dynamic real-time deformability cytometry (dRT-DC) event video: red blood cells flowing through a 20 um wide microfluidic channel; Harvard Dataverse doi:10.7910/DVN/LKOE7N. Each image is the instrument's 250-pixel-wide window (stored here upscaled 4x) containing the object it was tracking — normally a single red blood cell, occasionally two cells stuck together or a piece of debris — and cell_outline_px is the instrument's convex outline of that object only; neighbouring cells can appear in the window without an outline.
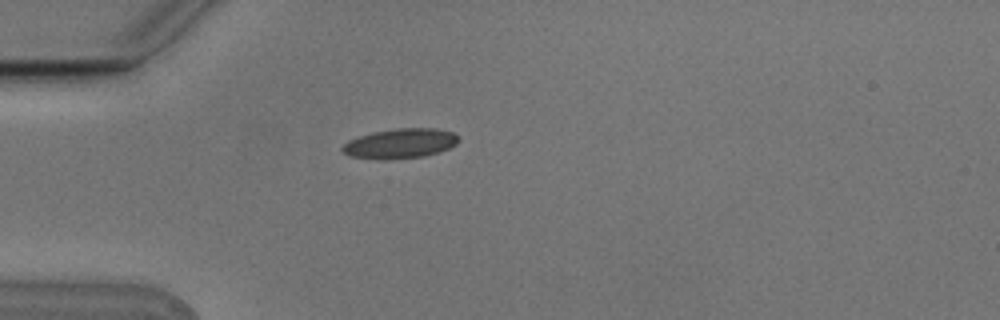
{"species": "Egyptian fruit bat (a non-hibernating species)", "species_latin": "Rousettus aegyptiacus", "temperature_condition": "cold", "stored_images_in_passage": 1, "camera_frame_rate_fps": 3000, "um_per_image_px": 0.085, "animal": {"sex": "male"}, "frame": {"image": 1, "passage_image": 1, "time_ms": 0.0, "image_size_px": [1000, 320], "cell_outline_px": [[460, 140], [456, 144], [440, 152], [424, 156], [384, 160], [380, 160], [348, 156], [340, 148], [348, 140], [372, 132], [396, 128], [436, 128], [452, 132]], "centroid_in_image_um": [33.99, 12.2], "position_along_channel_um": 51.0, "area_um2": 20.29}}